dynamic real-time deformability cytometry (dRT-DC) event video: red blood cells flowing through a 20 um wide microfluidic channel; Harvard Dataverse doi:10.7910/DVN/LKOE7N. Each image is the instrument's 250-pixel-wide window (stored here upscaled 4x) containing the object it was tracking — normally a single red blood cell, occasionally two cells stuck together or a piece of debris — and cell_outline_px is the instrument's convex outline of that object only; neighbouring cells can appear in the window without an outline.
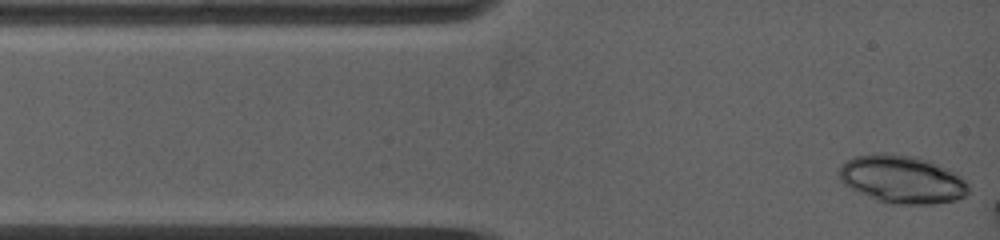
{"species": "common noctule bat (a hibernating species)", "species_latin": "Nyctalus noctula", "temperature_condition": "warm", "stored_images_in_passage": 3, "camera_frame_rate_fps": 5000, "um_per_image_px": 0.085, "animal": {"sex": "female", "body_mass_g": 19.0, "forearm_length_mm": 53.3}, "frame": {"image": 1, "passage_image": 1, "time_ms": 0.0, "image_size_px": [1000, 240], "cell_outline_px": [[968, 192], [964, 196], [956, 200], [932, 204], [888, 204], [860, 192], [844, 184], [836, 176], [836, 172], [840, 164], [856, 156], [880, 152], [888, 152], [916, 156], [932, 160], [956, 172], [968, 184]], "centroid_in_image_um": [76.67, 15.21], "position_along_channel_um": 8.3, "area_um2": 36.65}}